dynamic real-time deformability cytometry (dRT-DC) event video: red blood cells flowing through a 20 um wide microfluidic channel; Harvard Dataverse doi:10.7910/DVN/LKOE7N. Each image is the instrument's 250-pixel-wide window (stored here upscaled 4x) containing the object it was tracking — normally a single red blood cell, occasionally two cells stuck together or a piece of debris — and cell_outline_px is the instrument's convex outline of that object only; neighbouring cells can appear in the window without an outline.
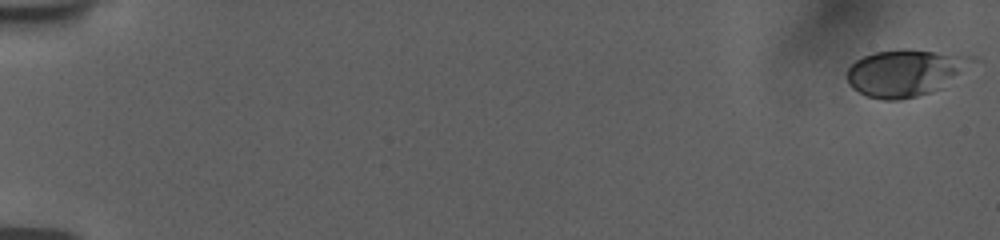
{"species": "human", "species_latin": "Homo sapiens", "temperature_condition": "room temperature", "stored_images_in_passage": 56, "camera_frame_rate_fps": 3000, "um_per_image_px": 0.085, "donor": {"sex": "female"}, "frame": {"image": 1, "passage_image": 1, "time_ms": 0.0, "image_size_px": [1000, 240], "cell_outline_px": [[980, 60], [944, 88], [932, 92], [900, 100], [880, 100], [868, 96], [852, 88], [848, 84], [848, 68], [856, 60], [872, 52], [904, 48], [976, 56]], "centroid_in_image_um": [77.04, 6.17], "position_along_channel_um": 8.0, "area_um2": 34.85}}
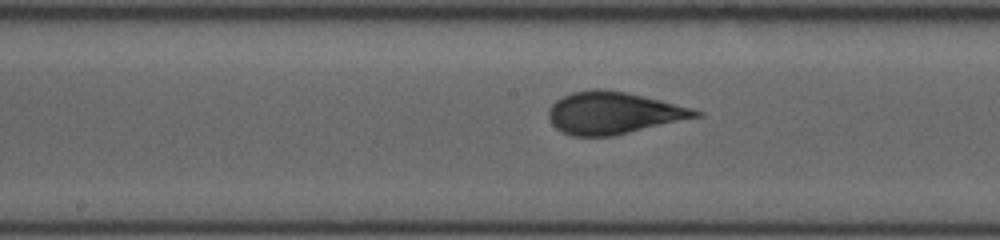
{"frame": {"image": 2, "passage_image": 31, "time_ms": 10.0, "image_size_px": [1000, 240], "cell_outline_px": [[704, 116], [612, 136], [572, 136], [556, 128], [552, 124], [548, 116], [548, 108], [556, 100], [572, 92], [596, 88], [600, 88], [628, 92], [692, 108], [704, 112]], "centroid_in_image_um": [52.16, 9.59], "position_along_channel_um": 196.0, "area_um2": 36.18}}
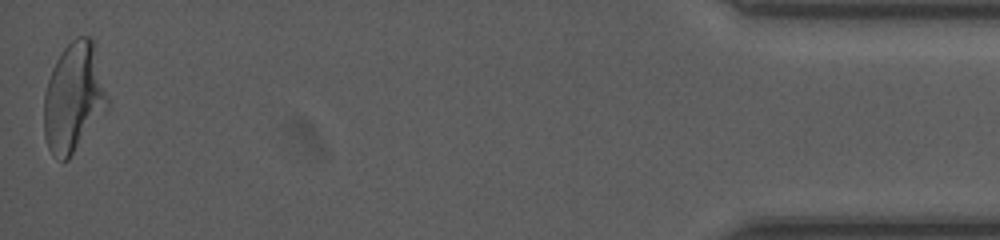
{"frame": {"image": 3, "passage_image": 56, "time_ms": 18.333, "image_size_px": [1000, 240], "cell_outline_px": [[108, 108], [68, 160], [60, 160], [52, 156], [48, 148], [44, 136], [44, 92], [52, 68], [60, 52], [76, 36], [92, 36], [108, 100]], "centroid_in_image_um": [6.24, 8.31], "position_along_channel_um": 429.0, "area_um2": 40.4}, "authors_computed_cell_mechanics": {"area_um2": 35.4892, "velocity_mm_per_s": 3.7581, "shape_relaxation_time_tau1_ms": 5.9858, "shape_relaxation_time_tau2_ms": null, "deformation_change_tau1": 0.2119, "deformation_change_tau2": null}}